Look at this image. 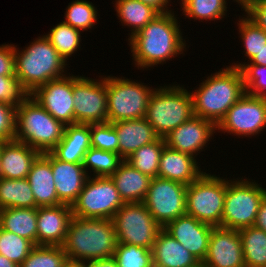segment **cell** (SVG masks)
<instances>
[{
	"instance_id": "1",
	"label": "cell",
	"mask_w": 266,
	"mask_h": 267,
	"mask_svg": "<svg viewBox=\"0 0 266 267\" xmlns=\"http://www.w3.org/2000/svg\"><path fill=\"white\" fill-rule=\"evenodd\" d=\"M175 12V13H174ZM176 11L160 13L128 39L132 62L140 70L153 68L186 52Z\"/></svg>"
},
{
	"instance_id": "2",
	"label": "cell",
	"mask_w": 266,
	"mask_h": 267,
	"mask_svg": "<svg viewBox=\"0 0 266 267\" xmlns=\"http://www.w3.org/2000/svg\"><path fill=\"white\" fill-rule=\"evenodd\" d=\"M117 238L113 219L72 216L62 245L69 263L113 258Z\"/></svg>"
},
{
	"instance_id": "3",
	"label": "cell",
	"mask_w": 266,
	"mask_h": 267,
	"mask_svg": "<svg viewBox=\"0 0 266 267\" xmlns=\"http://www.w3.org/2000/svg\"><path fill=\"white\" fill-rule=\"evenodd\" d=\"M203 80L199 87L190 91L194 116L217 126L230 107L246 93L243 75L239 68L228 65Z\"/></svg>"
},
{
	"instance_id": "4",
	"label": "cell",
	"mask_w": 266,
	"mask_h": 267,
	"mask_svg": "<svg viewBox=\"0 0 266 267\" xmlns=\"http://www.w3.org/2000/svg\"><path fill=\"white\" fill-rule=\"evenodd\" d=\"M23 48L20 50L14 45L15 76L30 94L37 87L68 74L66 71L69 64L44 34Z\"/></svg>"
},
{
	"instance_id": "5",
	"label": "cell",
	"mask_w": 266,
	"mask_h": 267,
	"mask_svg": "<svg viewBox=\"0 0 266 267\" xmlns=\"http://www.w3.org/2000/svg\"><path fill=\"white\" fill-rule=\"evenodd\" d=\"M157 87L150 96L144 118L159 137L165 138L194 116L193 98L184 84Z\"/></svg>"
},
{
	"instance_id": "6",
	"label": "cell",
	"mask_w": 266,
	"mask_h": 267,
	"mask_svg": "<svg viewBox=\"0 0 266 267\" xmlns=\"http://www.w3.org/2000/svg\"><path fill=\"white\" fill-rule=\"evenodd\" d=\"M65 127L29 96L16 108L14 140L26 143L41 154L50 152L62 139Z\"/></svg>"
},
{
	"instance_id": "7",
	"label": "cell",
	"mask_w": 266,
	"mask_h": 267,
	"mask_svg": "<svg viewBox=\"0 0 266 267\" xmlns=\"http://www.w3.org/2000/svg\"><path fill=\"white\" fill-rule=\"evenodd\" d=\"M243 178H227V191L222 213L220 227L240 230L254 226L258 209L264 197L266 189L261 184Z\"/></svg>"
},
{
	"instance_id": "8",
	"label": "cell",
	"mask_w": 266,
	"mask_h": 267,
	"mask_svg": "<svg viewBox=\"0 0 266 267\" xmlns=\"http://www.w3.org/2000/svg\"><path fill=\"white\" fill-rule=\"evenodd\" d=\"M227 191V178L204 172L187 185L186 215L213 227H220Z\"/></svg>"
},
{
	"instance_id": "9",
	"label": "cell",
	"mask_w": 266,
	"mask_h": 267,
	"mask_svg": "<svg viewBox=\"0 0 266 267\" xmlns=\"http://www.w3.org/2000/svg\"><path fill=\"white\" fill-rule=\"evenodd\" d=\"M126 77L107 76V117L109 123L144 118L155 88Z\"/></svg>"
},
{
	"instance_id": "10",
	"label": "cell",
	"mask_w": 266,
	"mask_h": 267,
	"mask_svg": "<svg viewBox=\"0 0 266 267\" xmlns=\"http://www.w3.org/2000/svg\"><path fill=\"white\" fill-rule=\"evenodd\" d=\"M124 204L110 176H91L71 208L75 217L113 219Z\"/></svg>"
},
{
	"instance_id": "11",
	"label": "cell",
	"mask_w": 266,
	"mask_h": 267,
	"mask_svg": "<svg viewBox=\"0 0 266 267\" xmlns=\"http://www.w3.org/2000/svg\"><path fill=\"white\" fill-rule=\"evenodd\" d=\"M117 243L132 244L152 250L162 228L143 202L125 203L114 215Z\"/></svg>"
},
{
	"instance_id": "12",
	"label": "cell",
	"mask_w": 266,
	"mask_h": 267,
	"mask_svg": "<svg viewBox=\"0 0 266 267\" xmlns=\"http://www.w3.org/2000/svg\"><path fill=\"white\" fill-rule=\"evenodd\" d=\"M74 124L108 122L107 77L92 79L73 75Z\"/></svg>"
},
{
	"instance_id": "13",
	"label": "cell",
	"mask_w": 266,
	"mask_h": 267,
	"mask_svg": "<svg viewBox=\"0 0 266 267\" xmlns=\"http://www.w3.org/2000/svg\"><path fill=\"white\" fill-rule=\"evenodd\" d=\"M186 190L187 185L181 182L159 177L151 179L143 203L162 228L186 215Z\"/></svg>"
},
{
	"instance_id": "14",
	"label": "cell",
	"mask_w": 266,
	"mask_h": 267,
	"mask_svg": "<svg viewBox=\"0 0 266 267\" xmlns=\"http://www.w3.org/2000/svg\"><path fill=\"white\" fill-rule=\"evenodd\" d=\"M216 127L218 133L227 132L238 138L259 136L266 128V98L245 93L230 107Z\"/></svg>"
},
{
	"instance_id": "15",
	"label": "cell",
	"mask_w": 266,
	"mask_h": 267,
	"mask_svg": "<svg viewBox=\"0 0 266 267\" xmlns=\"http://www.w3.org/2000/svg\"><path fill=\"white\" fill-rule=\"evenodd\" d=\"M30 96L54 119L65 125L74 124L73 74L68 73L37 87Z\"/></svg>"
},
{
	"instance_id": "16",
	"label": "cell",
	"mask_w": 266,
	"mask_h": 267,
	"mask_svg": "<svg viewBox=\"0 0 266 267\" xmlns=\"http://www.w3.org/2000/svg\"><path fill=\"white\" fill-rule=\"evenodd\" d=\"M216 131L217 127L213 122L193 116L171 131L164 140L167 147L197 158L210 144L209 141Z\"/></svg>"
},
{
	"instance_id": "17",
	"label": "cell",
	"mask_w": 266,
	"mask_h": 267,
	"mask_svg": "<svg viewBox=\"0 0 266 267\" xmlns=\"http://www.w3.org/2000/svg\"><path fill=\"white\" fill-rule=\"evenodd\" d=\"M203 267H246L238 230L213 227Z\"/></svg>"
},
{
	"instance_id": "18",
	"label": "cell",
	"mask_w": 266,
	"mask_h": 267,
	"mask_svg": "<svg viewBox=\"0 0 266 267\" xmlns=\"http://www.w3.org/2000/svg\"><path fill=\"white\" fill-rule=\"evenodd\" d=\"M213 226L183 215L169 222L164 229L180 242L201 263L208 253L209 238Z\"/></svg>"
},
{
	"instance_id": "19",
	"label": "cell",
	"mask_w": 266,
	"mask_h": 267,
	"mask_svg": "<svg viewBox=\"0 0 266 267\" xmlns=\"http://www.w3.org/2000/svg\"><path fill=\"white\" fill-rule=\"evenodd\" d=\"M72 216V208L66 204L38 207L37 245L62 246Z\"/></svg>"
},
{
	"instance_id": "20",
	"label": "cell",
	"mask_w": 266,
	"mask_h": 267,
	"mask_svg": "<svg viewBox=\"0 0 266 267\" xmlns=\"http://www.w3.org/2000/svg\"><path fill=\"white\" fill-rule=\"evenodd\" d=\"M51 169L58 200L72 206L89 177L83 164L61 161L51 153Z\"/></svg>"
},
{
	"instance_id": "21",
	"label": "cell",
	"mask_w": 266,
	"mask_h": 267,
	"mask_svg": "<svg viewBox=\"0 0 266 267\" xmlns=\"http://www.w3.org/2000/svg\"><path fill=\"white\" fill-rule=\"evenodd\" d=\"M41 153L17 140L2 141L0 177L5 179L27 178L31 166Z\"/></svg>"
},
{
	"instance_id": "22",
	"label": "cell",
	"mask_w": 266,
	"mask_h": 267,
	"mask_svg": "<svg viewBox=\"0 0 266 267\" xmlns=\"http://www.w3.org/2000/svg\"><path fill=\"white\" fill-rule=\"evenodd\" d=\"M196 159L165 146L160 156L158 177L190 185L204 173Z\"/></svg>"
},
{
	"instance_id": "23",
	"label": "cell",
	"mask_w": 266,
	"mask_h": 267,
	"mask_svg": "<svg viewBox=\"0 0 266 267\" xmlns=\"http://www.w3.org/2000/svg\"><path fill=\"white\" fill-rule=\"evenodd\" d=\"M31 185L37 207L62 204L58 200L51 169V152L40 154L31 166L26 178Z\"/></svg>"
},
{
	"instance_id": "24",
	"label": "cell",
	"mask_w": 266,
	"mask_h": 267,
	"mask_svg": "<svg viewBox=\"0 0 266 267\" xmlns=\"http://www.w3.org/2000/svg\"><path fill=\"white\" fill-rule=\"evenodd\" d=\"M153 267H200L202 263L164 228L152 248Z\"/></svg>"
},
{
	"instance_id": "25",
	"label": "cell",
	"mask_w": 266,
	"mask_h": 267,
	"mask_svg": "<svg viewBox=\"0 0 266 267\" xmlns=\"http://www.w3.org/2000/svg\"><path fill=\"white\" fill-rule=\"evenodd\" d=\"M119 142V156L126 160L136 150L156 141L159 136L145 118L121 120L112 123Z\"/></svg>"
},
{
	"instance_id": "26",
	"label": "cell",
	"mask_w": 266,
	"mask_h": 267,
	"mask_svg": "<svg viewBox=\"0 0 266 267\" xmlns=\"http://www.w3.org/2000/svg\"><path fill=\"white\" fill-rule=\"evenodd\" d=\"M90 148V124L76 123L66 125L62 139L50 152L61 161L82 164Z\"/></svg>"
},
{
	"instance_id": "27",
	"label": "cell",
	"mask_w": 266,
	"mask_h": 267,
	"mask_svg": "<svg viewBox=\"0 0 266 267\" xmlns=\"http://www.w3.org/2000/svg\"><path fill=\"white\" fill-rule=\"evenodd\" d=\"M124 203L143 202L146 198L151 177L123 160L110 176Z\"/></svg>"
},
{
	"instance_id": "28",
	"label": "cell",
	"mask_w": 266,
	"mask_h": 267,
	"mask_svg": "<svg viewBox=\"0 0 266 267\" xmlns=\"http://www.w3.org/2000/svg\"><path fill=\"white\" fill-rule=\"evenodd\" d=\"M37 208L0 209V228L37 245Z\"/></svg>"
},
{
	"instance_id": "29",
	"label": "cell",
	"mask_w": 266,
	"mask_h": 267,
	"mask_svg": "<svg viewBox=\"0 0 266 267\" xmlns=\"http://www.w3.org/2000/svg\"><path fill=\"white\" fill-rule=\"evenodd\" d=\"M114 2L119 22L122 23V26L131 28L128 39L160 14L156 9L140 0H115Z\"/></svg>"
},
{
	"instance_id": "30",
	"label": "cell",
	"mask_w": 266,
	"mask_h": 267,
	"mask_svg": "<svg viewBox=\"0 0 266 267\" xmlns=\"http://www.w3.org/2000/svg\"><path fill=\"white\" fill-rule=\"evenodd\" d=\"M4 208H37L31 185L26 178L0 177V209Z\"/></svg>"
},
{
	"instance_id": "31",
	"label": "cell",
	"mask_w": 266,
	"mask_h": 267,
	"mask_svg": "<svg viewBox=\"0 0 266 267\" xmlns=\"http://www.w3.org/2000/svg\"><path fill=\"white\" fill-rule=\"evenodd\" d=\"M246 267H266V232L255 226L238 230Z\"/></svg>"
},
{
	"instance_id": "32",
	"label": "cell",
	"mask_w": 266,
	"mask_h": 267,
	"mask_svg": "<svg viewBox=\"0 0 266 267\" xmlns=\"http://www.w3.org/2000/svg\"><path fill=\"white\" fill-rule=\"evenodd\" d=\"M184 17L194 21H214L227 17L228 0H180ZM234 1V0H233Z\"/></svg>"
},
{
	"instance_id": "33",
	"label": "cell",
	"mask_w": 266,
	"mask_h": 267,
	"mask_svg": "<svg viewBox=\"0 0 266 267\" xmlns=\"http://www.w3.org/2000/svg\"><path fill=\"white\" fill-rule=\"evenodd\" d=\"M81 34V31L62 21L53 26V28L50 29V32L44 36L49 40L66 63H68V58L71 56L74 57L73 54L81 48Z\"/></svg>"
},
{
	"instance_id": "34",
	"label": "cell",
	"mask_w": 266,
	"mask_h": 267,
	"mask_svg": "<svg viewBox=\"0 0 266 267\" xmlns=\"http://www.w3.org/2000/svg\"><path fill=\"white\" fill-rule=\"evenodd\" d=\"M165 146L164 138L159 137L136 150L126 161L141 173L151 178L158 177L160 156Z\"/></svg>"
},
{
	"instance_id": "35",
	"label": "cell",
	"mask_w": 266,
	"mask_h": 267,
	"mask_svg": "<svg viewBox=\"0 0 266 267\" xmlns=\"http://www.w3.org/2000/svg\"><path fill=\"white\" fill-rule=\"evenodd\" d=\"M122 161L118 153L91 147L85 153L82 164L89 177H107L117 170Z\"/></svg>"
},
{
	"instance_id": "36",
	"label": "cell",
	"mask_w": 266,
	"mask_h": 267,
	"mask_svg": "<svg viewBox=\"0 0 266 267\" xmlns=\"http://www.w3.org/2000/svg\"><path fill=\"white\" fill-rule=\"evenodd\" d=\"M64 23L68 24L75 29L83 32L96 25V21L99 19L97 7L90 1L75 0L68 3L65 9Z\"/></svg>"
},
{
	"instance_id": "37",
	"label": "cell",
	"mask_w": 266,
	"mask_h": 267,
	"mask_svg": "<svg viewBox=\"0 0 266 267\" xmlns=\"http://www.w3.org/2000/svg\"><path fill=\"white\" fill-rule=\"evenodd\" d=\"M68 264L62 246L36 245L19 267H66Z\"/></svg>"
},
{
	"instance_id": "38",
	"label": "cell",
	"mask_w": 266,
	"mask_h": 267,
	"mask_svg": "<svg viewBox=\"0 0 266 267\" xmlns=\"http://www.w3.org/2000/svg\"><path fill=\"white\" fill-rule=\"evenodd\" d=\"M244 16V17H242ZM239 16L237 21L239 38L244 44L245 57L249 62L266 45V32L256 26L245 15Z\"/></svg>"
},
{
	"instance_id": "39",
	"label": "cell",
	"mask_w": 266,
	"mask_h": 267,
	"mask_svg": "<svg viewBox=\"0 0 266 267\" xmlns=\"http://www.w3.org/2000/svg\"><path fill=\"white\" fill-rule=\"evenodd\" d=\"M34 247L30 240L0 228V255L20 265Z\"/></svg>"
},
{
	"instance_id": "40",
	"label": "cell",
	"mask_w": 266,
	"mask_h": 267,
	"mask_svg": "<svg viewBox=\"0 0 266 267\" xmlns=\"http://www.w3.org/2000/svg\"><path fill=\"white\" fill-rule=\"evenodd\" d=\"M113 258L118 267H153L152 250L137 245L117 243Z\"/></svg>"
},
{
	"instance_id": "41",
	"label": "cell",
	"mask_w": 266,
	"mask_h": 267,
	"mask_svg": "<svg viewBox=\"0 0 266 267\" xmlns=\"http://www.w3.org/2000/svg\"><path fill=\"white\" fill-rule=\"evenodd\" d=\"M91 147L119 154V142L112 123L90 124Z\"/></svg>"
},
{
	"instance_id": "42",
	"label": "cell",
	"mask_w": 266,
	"mask_h": 267,
	"mask_svg": "<svg viewBox=\"0 0 266 267\" xmlns=\"http://www.w3.org/2000/svg\"><path fill=\"white\" fill-rule=\"evenodd\" d=\"M240 70L246 94L266 98V66L245 64Z\"/></svg>"
},
{
	"instance_id": "43",
	"label": "cell",
	"mask_w": 266,
	"mask_h": 267,
	"mask_svg": "<svg viewBox=\"0 0 266 267\" xmlns=\"http://www.w3.org/2000/svg\"><path fill=\"white\" fill-rule=\"evenodd\" d=\"M30 93L23 87L16 76H0V102L17 108Z\"/></svg>"
},
{
	"instance_id": "44",
	"label": "cell",
	"mask_w": 266,
	"mask_h": 267,
	"mask_svg": "<svg viewBox=\"0 0 266 267\" xmlns=\"http://www.w3.org/2000/svg\"><path fill=\"white\" fill-rule=\"evenodd\" d=\"M16 108L0 102V141H11L15 137Z\"/></svg>"
},
{
	"instance_id": "45",
	"label": "cell",
	"mask_w": 266,
	"mask_h": 267,
	"mask_svg": "<svg viewBox=\"0 0 266 267\" xmlns=\"http://www.w3.org/2000/svg\"><path fill=\"white\" fill-rule=\"evenodd\" d=\"M241 8L250 21L266 32V0H250Z\"/></svg>"
},
{
	"instance_id": "46",
	"label": "cell",
	"mask_w": 266,
	"mask_h": 267,
	"mask_svg": "<svg viewBox=\"0 0 266 267\" xmlns=\"http://www.w3.org/2000/svg\"><path fill=\"white\" fill-rule=\"evenodd\" d=\"M0 76H15V53L11 43L0 45Z\"/></svg>"
},
{
	"instance_id": "47",
	"label": "cell",
	"mask_w": 266,
	"mask_h": 267,
	"mask_svg": "<svg viewBox=\"0 0 266 267\" xmlns=\"http://www.w3.org/2000/svg\"><path fill=\"white\" fill-rule=\"evenodd\" d=\"M245 64L266 66V45L249 62H243V61L241 63L233 62L230 66L241 69Z\"/></svg>"
},
{
	"instance_id": "48",
	"label": "cell",
	"mask_w": 266,
	"mask_h": 267,
	"mask_svg": "<svg viewBox=\"0 0 266 267\" xmlns=\"http://www.w3.org/2000/svg\"><path fill=\"white\" fill-rule=\"evenodd\" d=\"M140 1L144 4L150 5L151 7L156 9L159 13H166L173 11L170 9L171 0H140Z\"/></svg>"
},
{
	"instance_id": "49",
	"label": "cell",
	"mask_w": 266,
	"mask_h": 267,
	"mask_svg": "<svg viewBox=\"0 0 266 267\" xmlns=\"http://www.w3.org/2000/svg\"><path fill=\"white\" fill-rule=\"evenodd\" d=\"M254 226L266 232V196L260 204Z\"/></svg>"
},
{
	"instance_id": "50",
	"label": "cell",
	"mask_w": 266,
	"mask_h": 267,
	"mask_svg": "<svg viewBox=\"0 0 266 267\" xmlns=\"http://www.w3.org/2000/svg\"><path fill=\"white\" fill-rule=\"evenodd\" d=\"M81 267H118L114 258L78 263Z\"/></svg>"
},
{
	"instance_id": "51",
	"label": "cell",
	"mask_w": 266,
	"mask_h": 267,
	"mask_svg": "<svg viewBox=\"0 0 266 267\" xmlns=\"http://www.w3.org/2000/svg\"><path fill=\"white\" fill-rule=\"evenodd\" d=\"M0 267H19V265L7 257L0 255Z\"/></svg>"
},
{
	"instance_id": "52",
	"label": "cell",
	"mask_w": 266,
	"mask_h": 267,
	"mask_svg": "<svg viewBox=\"0 0 266 267\" xmlns=\"http://www.w3.org/2000/svg\"><path fill=\"white\" fill-rule=\"evenodd\" d=\"M248 1L250 0H234V2H236L239 5V7L244 6Z\"/></svg>"
},
{
	"instance_id": "53",
	"label": "cell",
	"mask_w": 266,
	"mask_h": 267,
	"mask_svg": "<svg viewBox=\"0 0 266 267\" xmlns=\"http://www.w3.org/2000/svg\"><path fill=\"white\" fill-rule=\"evenodd\" d=\"M66 267H81L78 263H69Z\"/></svg>"
},
{
	"instance_id": "54",
	"label": "cell",
	"mask_w": 266,
	"mask_h": 267,
	"mask_svg": "<svg viewBox=\"0 0 266 267\" xmlns=\"http://www.w3.org/2000/svg\"><path fill=\"white\" fill-rule=\"evenodd\" d=\"M1 150H2V141H0V153H1Z\"/></svg>"
}]
</instances>
